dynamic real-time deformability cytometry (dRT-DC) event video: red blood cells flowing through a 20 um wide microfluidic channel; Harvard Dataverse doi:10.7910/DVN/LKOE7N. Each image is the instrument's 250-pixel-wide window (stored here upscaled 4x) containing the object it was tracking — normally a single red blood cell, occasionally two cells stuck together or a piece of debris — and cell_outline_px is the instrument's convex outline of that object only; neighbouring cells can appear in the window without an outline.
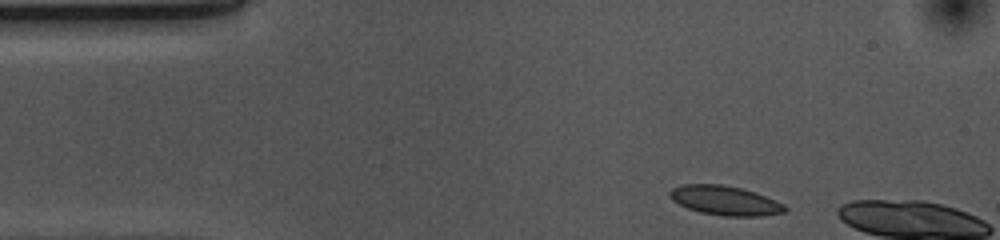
{"species": "common noctule bat (a hibernating species)", "species_latin": "Nyctalus noctula", "temperature_condition": "cold", "stored_images_in_passage": 5, "camera_frame_rate_fps": 3000, "um_per_image_px": 0.085, "animal": {"sex": "female", "body_mass_g": 10.0, "forearm_length_mm": 53.1}, "frame": {"image": 1, "passage_image": 1, "time_ms": 0.0, "image_size_px": [1000, 240], "cell_outline_px": [[788, 208], [784, 212], [760, 216], [724, 216], [700, 212], [688, 208], [672, 200], [668, 196], [668, 192], [672, 188], [680, 184], [720, 184], [740, 188], [756, 192], [776, 200], [784, 204]], "centroid_in_image_um": [61.61, 17.04], "position_along_channel_um": 23.4, "area_um2": 19.77}}